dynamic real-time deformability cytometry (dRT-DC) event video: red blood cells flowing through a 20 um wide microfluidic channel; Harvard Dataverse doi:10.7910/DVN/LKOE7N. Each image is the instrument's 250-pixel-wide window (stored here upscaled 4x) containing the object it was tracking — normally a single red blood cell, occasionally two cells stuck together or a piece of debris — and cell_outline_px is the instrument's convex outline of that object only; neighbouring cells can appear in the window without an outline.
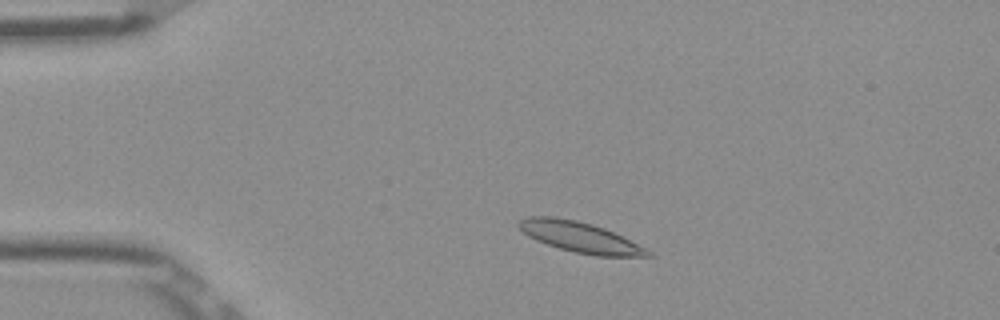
{"species": "Egyptian fruit bat (a non-hibernating species)", "species_latin": "Rousettus aegyptiacus", "temperature_condition": "room temperature", "stored_images_in_passage": 49, "camera_frame_rate_fps": 3000, "um_per_image_px": 0.085, "frame": {"image": 1, "passage_image": 7, "time_ms": 2.0, "image_size_px": [1000, 320], "cell_outline_px": [[652, 256], [596, 256], [576, 252], [560, 248], [536, 240], [528, 236], [516, 224], [520, 220], [528, 216], [552, 216], [576, 220], [592, 224], [604, 228], [652, 252]], "centroid_in_image_um": [49.25, 20.14], "position_along_channel_um": 35.8, "area_um2": 22.43}}
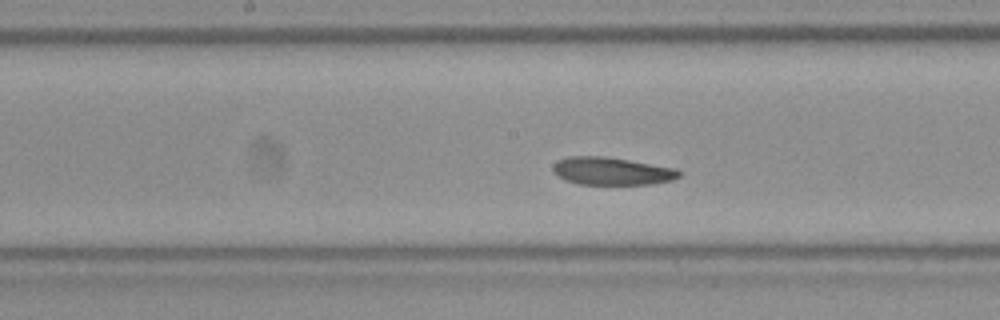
{"frame": {"image": 2, "passage_image": 23, "time_ms": 7.333, "image_size_px": [1000, 320], "cell_outline_px": [[680, 176], [672, 180], [652, 184], [580, 184], [564, 180], [552, 168], [552, 164], [568, 156], [604, 156], [676, 168], [680, 172]], "centroid_in_image_um": [52.01, 14.54], "position_along_channel_um": 196.2, "area_um2": 20.17}}
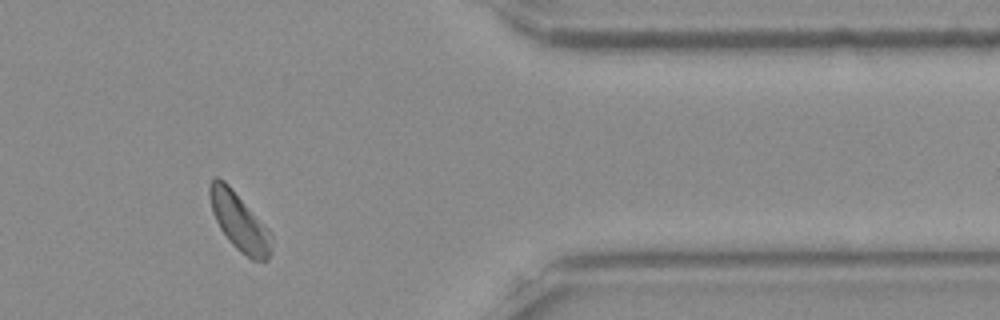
{"frame": {"image": 3, "passage_image": 40, "time_ms": 13.0, "image_size_px": [1000, 320], "cell_outline_px": [[272, 252], [268, 260], [252, 260], [240, 252], [228, 240], [220, 228], [212, 212], [208, 196], [208, 184], [212, 176], [216, 176], [224, 180], [232, 188], [268, 228], [272, 236]], "centroid_in_image_um": [20.32, 18.82], "position_along_channel_um": 391.1, "area_um2": 21.1}, "authors_computed_cell_mechanics": {"area_um2": 21.1548, "velocity_mm_per_s": 3.8226, "shape_relaxation_time_tau1_ms": 3.6592, "shape_relaxation_time_tau2_ms": 2.8712, "deformation_change_tau1": 0.1102, "deformation_change_tau2": 0.09}}